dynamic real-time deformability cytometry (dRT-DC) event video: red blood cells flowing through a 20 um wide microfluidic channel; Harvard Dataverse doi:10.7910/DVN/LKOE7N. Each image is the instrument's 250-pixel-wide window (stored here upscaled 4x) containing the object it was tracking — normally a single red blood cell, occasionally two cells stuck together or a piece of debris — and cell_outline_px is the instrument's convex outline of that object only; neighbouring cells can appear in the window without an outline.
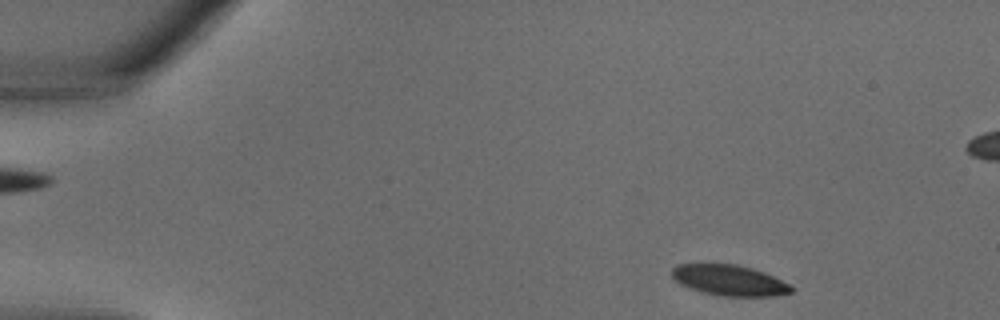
{"species": "common noctule bat (a hibernating species)", "species_latin": "Nyctalus noctula", "temperature_condition": "warm", "stored_images_in_passage": 31, "segment_of_instrument_passage": [1, 2], "camera_frame_rate_fps": 3000, "um_per_image_px": 0.085, "animal": {"sex": "male", "body_mass_g": 18.8}, "frame": {"image": 1, "passage_image": 1, "time_ms": 0.0, "image_size_px": [1000, 320], "cell_outline_px": [[792, 292], [772, 296], [724, 296], [704, 292], [680, 284], [672, 276], [672, 268], [676, 264], [736, 264], [752, 268], [764, 272], [788, 284], [792, 288]], "centroid_in_image_um": [61.97, 23.81], "position_along_channel_um": 23.0, "area_um2": 20.98}}
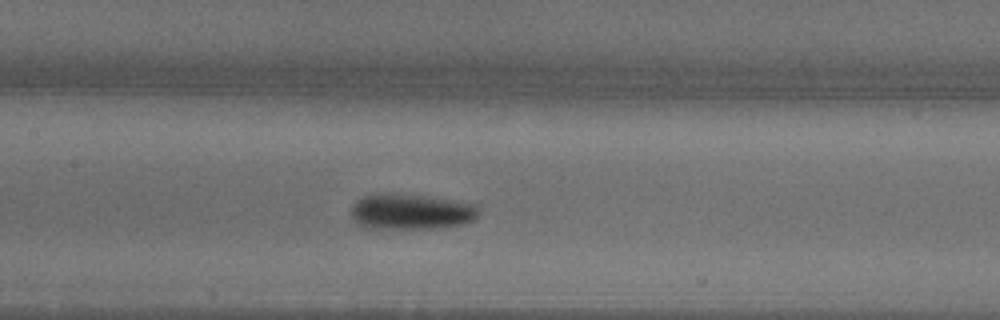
{"frame": {"image": 2, "passage_image": 13, "time_ms": 4.0, "image_size_px": [1000, 320], "cell_outline_px": [[480, 212], [472, 220], [464, 224], [440, 228], [368, 228], [360, 224], [352, 216], [352, 204], [360, 196], [376, 192], [396, 192], [428, 196], [476, 204], [480, 208]], "centroid_in_image_um": [34.93, 17.95], "position_along_channel_um": 172.5, "area_um2": 26.99}}
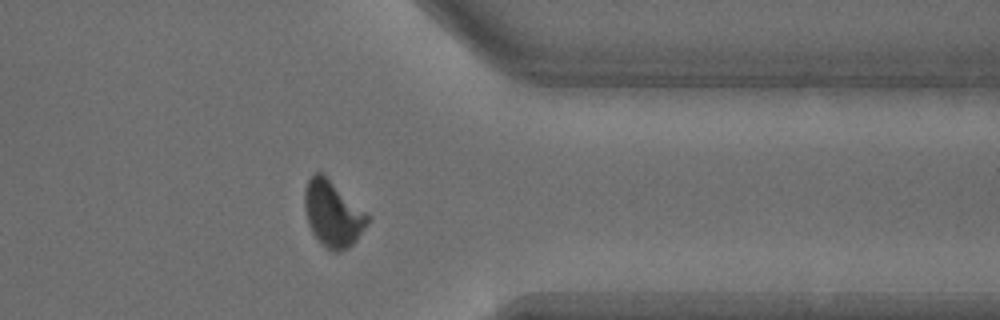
{"frame": {"image": 3, "passage_image": 24, "time_ms": 7.667, "image_size_px": [1000, 320], "cell_outline_px": [[372, 216], [368, 224], [356, 240], [348, 248], [340, 252], [332, 252], [312, 232], [308, 224], [304, 208], [304, 192], [308, 180], [316, 172], [320, 172]], "centroid_in_image_um": [28.31, 18.19], "position_along_channel_um": 383.1, "area_um2": 23.99}}